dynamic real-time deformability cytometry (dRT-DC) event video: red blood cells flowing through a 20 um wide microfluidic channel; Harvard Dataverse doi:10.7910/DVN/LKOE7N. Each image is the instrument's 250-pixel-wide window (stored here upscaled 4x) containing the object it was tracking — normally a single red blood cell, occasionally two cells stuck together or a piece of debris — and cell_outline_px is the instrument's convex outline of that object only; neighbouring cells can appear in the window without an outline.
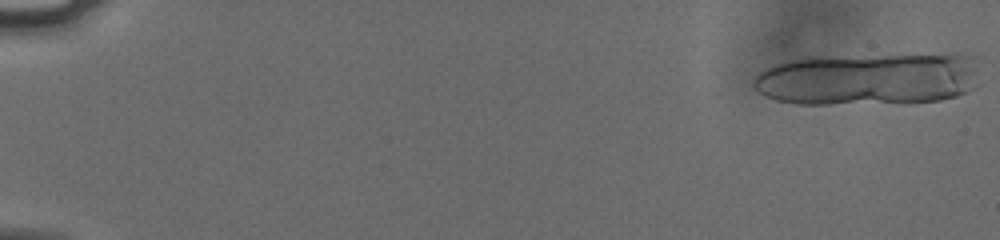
{"species": "human", "species_latin": "Homo sapiens", "temperature_condition": "cold", "stored_images_in_passage": 33, "camera_frame_rate_fps": 3000, "um_per_image_px": 0.085, "donor": {"sex": "male"}, "frame": {"image": 1, "passage_image": 1, "time_ms": 0.0, "image_size_px": [1000, 240], "cell_outline_px": [[972, 72], [964, 92], [956, 96], [940, 100], [828, 104], [796, 104], [776, 100], [764, 96], [752, 84], [752, 80], [764, 68], [776, 64], [796, 60], [956, 52], [964, 56]], "centroid_in_image_um": [73.62, 6.73], "position_along_channel_um": 11.4, "area_um2": 66.47}}
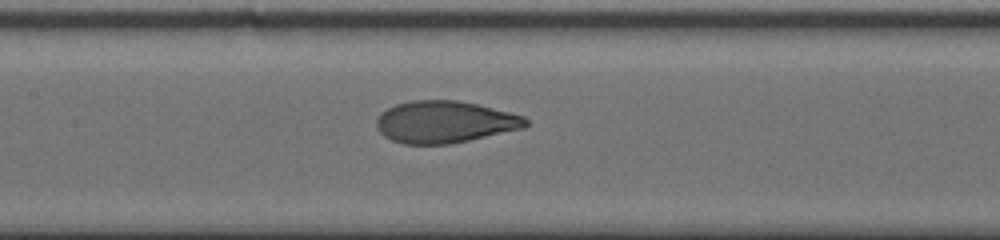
{"frame": {"image": 2, "passage_image": 22, "time_ms": 7.0, "image_size_px": [1000, 240], "cell_outline_px": [[528, 124], [524, 128], [468, 140], [448, 144], [404, 144], [392, 140], [384, 136], [376, 128], [376, 120], [388, 108], [396, 104], [412, 100], [456, 100], [476, 104], [524, 116], [528, 120]], "centroid_in_image_um": [37.79, 10.37], "position_along_channel_um": 169.6, "area_um2": 36.18}}
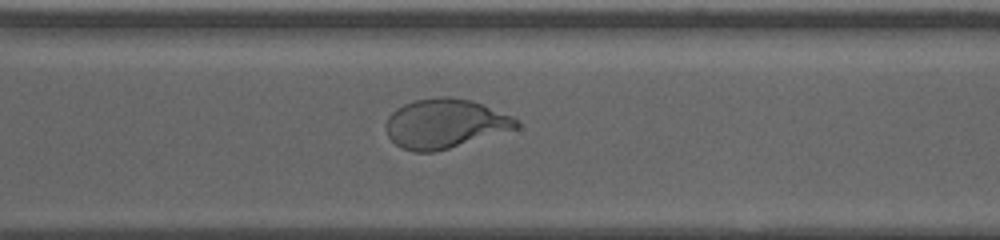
{"frame": {"image": 3, "passage_image": 33, "time_ms": 10.667, "image_size_px": [1000, 240], "cell_outline_px": [[520, 128], [436, 152], [416, 152], [400, 148], [388, 136], [384, 124], [388, 116], [396, 108], [404, 104], [416, 100], [440, 96], [448, 96], [472, 100], [484, 104], [512, 116], [520, 120]], "centroid_in_image_um": [37.84, 10.51], "position_along_channel_um": 332.8, "area_um2": 37.97}}